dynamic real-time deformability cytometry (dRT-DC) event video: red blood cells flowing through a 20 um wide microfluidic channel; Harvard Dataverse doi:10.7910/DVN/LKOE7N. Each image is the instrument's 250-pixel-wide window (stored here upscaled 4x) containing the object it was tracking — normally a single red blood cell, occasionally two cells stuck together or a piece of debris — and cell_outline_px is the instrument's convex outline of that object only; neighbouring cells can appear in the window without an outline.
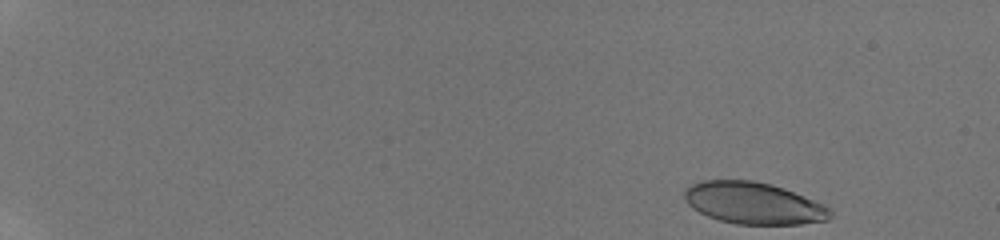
{"species": "human", "species_latin": "Homo sapiens", "temperature_condition": "room temperature", "stored_images_in_passage": 25, "camera_frame_rate_fps": 3000, "um_per_image_px": 0.085, "donor": {"sex": "male"}, "frame": {"image": 1, "passage_image": 1, "time_ms": 0.0, "image_size_px": [1000, 240], "cell_outline_px": [[832, 216], [828, 220], [800, 224], [736, 224], [720, 220], [708, 216], [692, 208], [688, 204], [684, 196], [684, 192], [692, 184], [700, 180], [752, 180], [772, 184], [784, 188], [824, 204], [832, 212]], "centroid_in_image_um": [64.06, 17.26], "position_along_channel_um": 20.9, "area_um2": 35.49}}
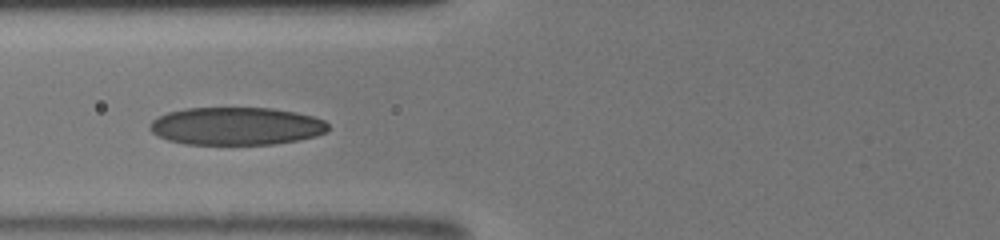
{"frame": {"image": 2, "passage_image": 22, "time_ms": 6.333, "image_size_px": [1000, 240], "cell_outline_px": [[328, 132], [316, 136], [296, 140], [272, 144], [184, 144], [168, 140], [156, 136], [148, 128], [148, 124], [156, 116], [168, 112], [188, 108], [272, 108], [296, 112], [312, 116], [324, 120], [328, 124]], "centroid_in_image_um": [20.04, 10.72], "position_along_channel_um": 105.8, "area_um2": 39.48}}
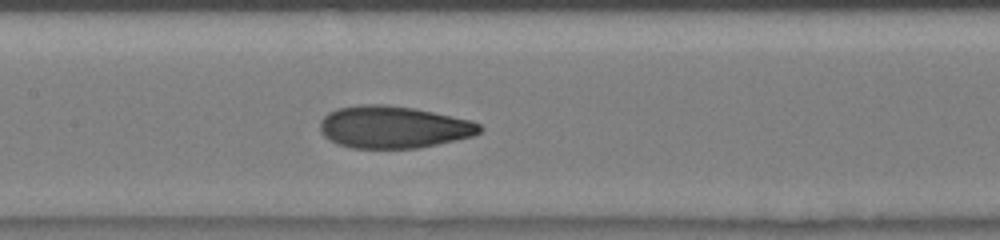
{"frame": {"image": 3, "passage_image": 25, "time_ms": 8.0, "image_size_px": [1000, 240], "cell_outline_px": [[484, 128], [480, 132], [472, 136], [456, 140], [416, 148], [352, 148], [336, 144], [328, 140], [320, 132], [320, 120], [328, 112], [336, 108], [360, 104], [384, 104], [412, 108], [472, 120], [480, 124]], "centroid_in_image_um": [33.4, 10.8], "position_along_channel_um": 174.0, "area_um2": 39.42}}